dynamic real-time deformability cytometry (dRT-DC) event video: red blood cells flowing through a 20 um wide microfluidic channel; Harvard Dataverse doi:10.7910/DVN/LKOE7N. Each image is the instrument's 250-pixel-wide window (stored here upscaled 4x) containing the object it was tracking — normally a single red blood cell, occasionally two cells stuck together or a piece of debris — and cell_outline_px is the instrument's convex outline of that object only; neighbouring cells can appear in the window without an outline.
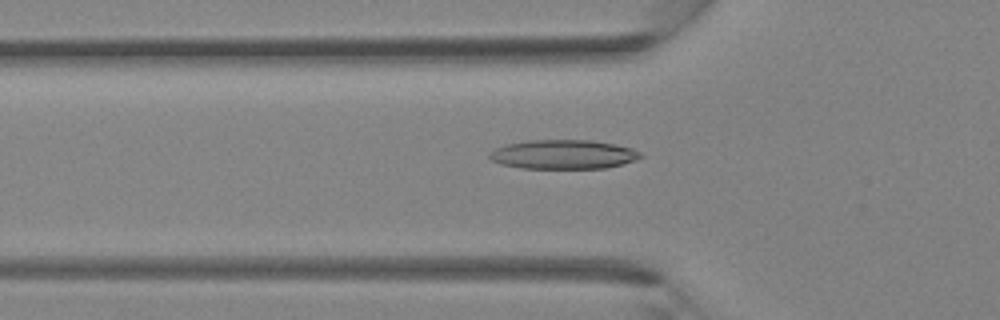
{"species": "Egyptian fruit bat (a non-hibernating species)", "species_latin": "Rousettus aegyptiacus", "temperature_condition": "room temperature", "stored_images_in_passage": 37, "camera_frame_rate_fps": 3000, "um_per_image_px": 0.085, "animal": {"sex": "female"}, "frame": {"image": 1, "passage_image": 13, "time_ms": 4.0, "image_size_px": [1000, 320], "cell_outline_px": [[644, 156], [636, 160], [604, 168], [520, 168], [500, 164], [492, 160], [488, 156], [488, 152], [496, 148], [508, 144], [528, 140], [588, 140], [612, 144], [632, 148], [640, 152]], "centroid_in_image_um": [47.85, 13.13], "position_along_channel_um": 77.9, "area_um2": 25.55}}
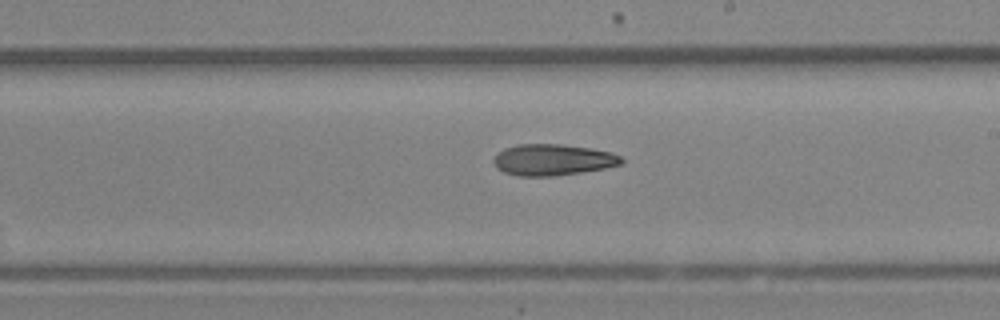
{"frame": {"image": 2, "passage_image": 22, "time_ms": 7.0, "image_size_px": [1000, 320], "cell_outline_px": [[624, 164], [604, 168], [580, 172], [552, 176], [520, 176], [504, 172], [496, 168], [492, 160], [504, 148], [516, 144], [564, 144], [592, 148], [612, 152], [620, 156], [624, 160]], "centroid_in_image_um": [47.01, 13.57], "position_along_channel_um": 242.0, "area_um2": 23.41}}
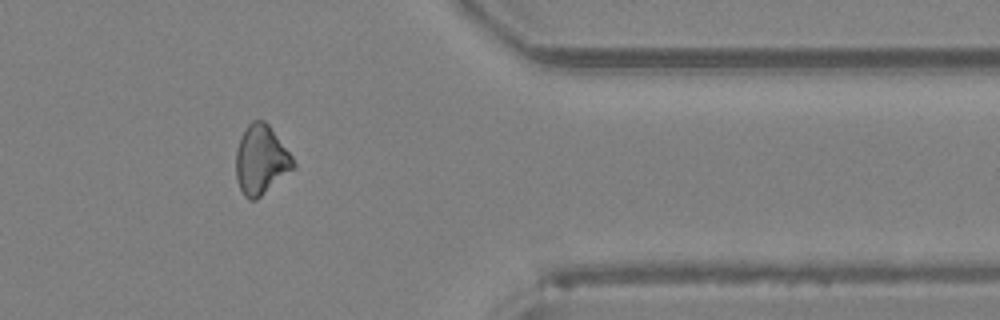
{"frame": {"image": 3, "passage_image": 31, "time_ms": 10.0, "image_size_px": [1000, 320], "cell_outline_px": [[296, 164], [292, 168], [256, 200], [248, 200], [244, 196], [240, 188], [236, 176], [236, 148], [240, 136], [248, 124], [252, 120], [264, 120], [268, 124], [292, 156]], "centroid_in_image_um": [22.15, 13.57], "position_along_channel_um": 389.3, "area_um2": 22.77}}